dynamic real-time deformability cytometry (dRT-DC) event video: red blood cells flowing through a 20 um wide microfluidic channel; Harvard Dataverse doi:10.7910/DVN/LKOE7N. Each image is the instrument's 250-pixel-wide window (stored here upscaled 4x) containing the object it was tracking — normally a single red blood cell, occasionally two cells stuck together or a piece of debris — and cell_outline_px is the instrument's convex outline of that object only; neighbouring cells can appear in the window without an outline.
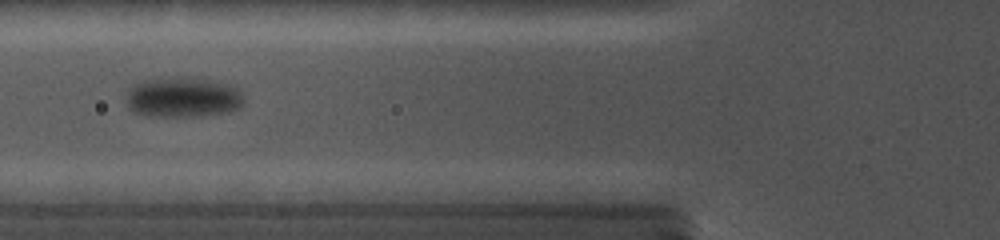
{"species": "common noctule bat (a hibernating species)", "species_latin": "Nyctalus noctula", "temperature_condition": "cold", "stored_images_in_passage": 25, "camera_frame_rate_fps": 5000, "um_per_image_px": 0.085, "animal": {"sex": "female", "body_mass_g": 19.0, "forearm_length_mm": 56.7}, "frame": {"image": 1, "passage_image": 3, "time_ms": 2.2, "image_size_px": [1000, 240], "cell_outline_px": [[244, 100], [240, 108], [228, 112], [204, 116], [144, 116], [132, 112], [128, 108], [128, 100], [132, 88], [140, 80], [160, 76], [184, 76], [228, 84]], "centroid_in_image_um": [15.49, 8.27], "position_along_channel_um": 110.3, "area_um2": 27.57}}
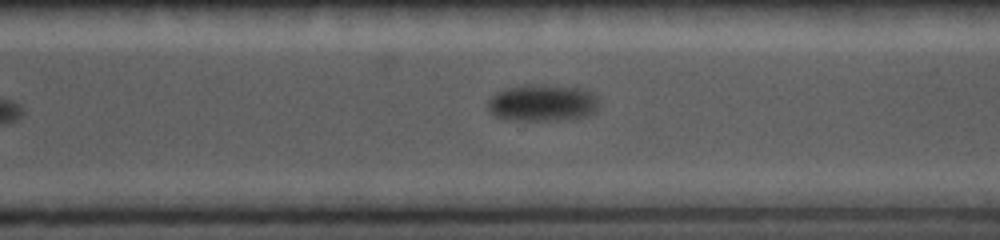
{"frame": {"image": 2, "passage_image": 16, "time_ms": 8.2, "image_size_px": [1000, 240], "cell_outline_px": [[596, 112], [588, 116], [572, 120], [504, 120], [496, 116], [488, 108], [488, 100], [492, 96], [508, 88], [532, 84], [572, 88], [588, 92], [596, 100]], "centroid_in_image_um": [46.07, 8.79], "position_along_channel_um": 324.5, "area_um2": 23.29}}
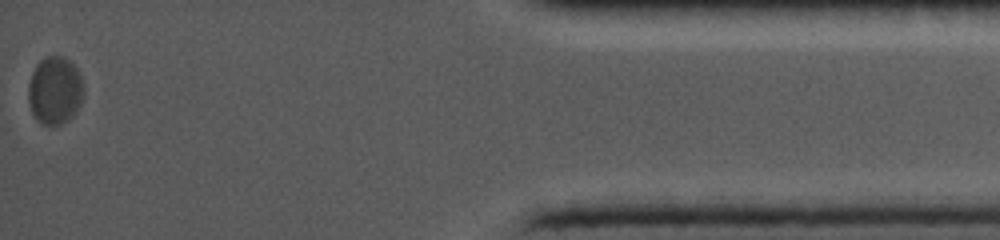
{"frame": {"image": 3, "passage_image": 25, "time_ms": 12.8, "image_size_px": [1000, 240], "cell_outline_px": [[84, 92], [80, 104], [76, 112], [68, 120], [60, 124], [40, 124], [36, 120], [32, 112], [28, 100], [28, 84], [32, 72], [36, 64], [40, 60], [48, 56], [60, 56], [68, 60], [76, 68], [80, 76], [84, 88]], "centroid_in_image_um": [4.65, 7.7], "position_along_channel_um": 430.6, "area_um2": 21.85}}